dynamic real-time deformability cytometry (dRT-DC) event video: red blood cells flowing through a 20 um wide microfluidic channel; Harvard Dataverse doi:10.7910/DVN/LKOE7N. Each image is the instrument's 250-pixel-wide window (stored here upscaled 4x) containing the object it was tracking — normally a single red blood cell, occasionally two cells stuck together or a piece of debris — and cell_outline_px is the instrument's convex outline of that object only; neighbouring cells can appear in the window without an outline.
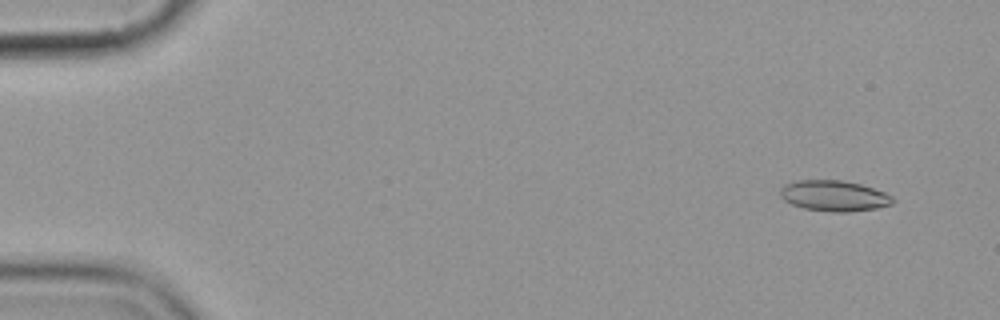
{"species": "common noctule bat (a hibernating species)", "species_latin": "Nyctalus noctula", "temperature_condition": "cold", "stored_images_in_passage": 6, "camera_frame_rate_fps": 3000, "um_per_image_px": 0.085, "animal": {"sex": "female", "body_mass_g": 19.9}, "frame": {"image": 1, "passage_image": 1, "time_ms": 0.0, "image_size_px": [1000, 320], "cell_outline_px": [[896, 200], [892, 204], [876, 208], [848, 212], [832, 212], [804, 208], [792, 204], [784, 200], [780, 196], [780, 188], [784, 184], [796, 180], [840, 180], [860, 184], [884, 192], [892, 196]], "centroid_in_image_um": [70.88, 16.64], "position_along_channel_um": 14.1, "area_um2": 20.17}}
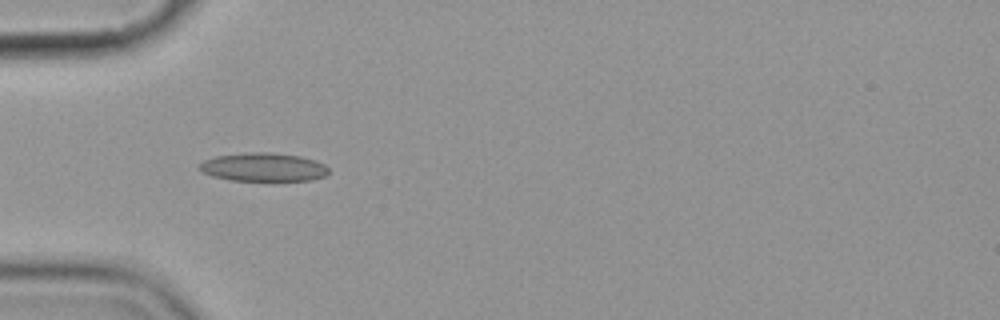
{"frame": {"image": 2, "passage_image": 5, "time_ms": 4.667, "image_size_px": [1000, 320], "cell_outline_px": [[328, 172], [324, 176], [312, 180], [232, 180], [212, 176], [196, 168], [196, 164], [204, 160], [216, 156], [248, 152], [272, 152], [300, 156], [316, 160], [324, 164], [328, 168]], "centroid_in_image_um": [22.36, 14.19], "position_along_channel_um": 62.6, "area_um2": 21.5}}
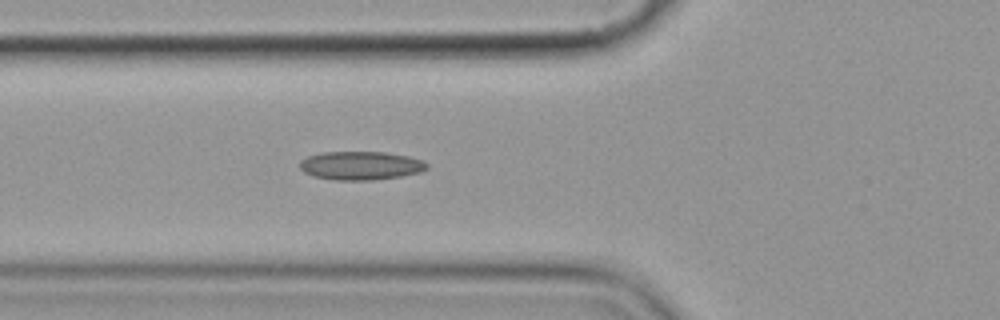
{"frame": {"image": 3, "passage_image": 6, "time_ms": 5.667, "image_size_px": [1000, 320], "cell_outline_px": [[428, 168], [420, 172], [400, 176], [372, 180], [336, 180], [312, 176], [304, 172], [300, 168], [300, 160], [308, 156], [324, 152], [384, 152], [408, 156], [420, 160], [428, 164]], "centroid_in_image_um": [30.64, 14.08], "position_along_channel_um": 95.2, "area_um2": 21.04}}